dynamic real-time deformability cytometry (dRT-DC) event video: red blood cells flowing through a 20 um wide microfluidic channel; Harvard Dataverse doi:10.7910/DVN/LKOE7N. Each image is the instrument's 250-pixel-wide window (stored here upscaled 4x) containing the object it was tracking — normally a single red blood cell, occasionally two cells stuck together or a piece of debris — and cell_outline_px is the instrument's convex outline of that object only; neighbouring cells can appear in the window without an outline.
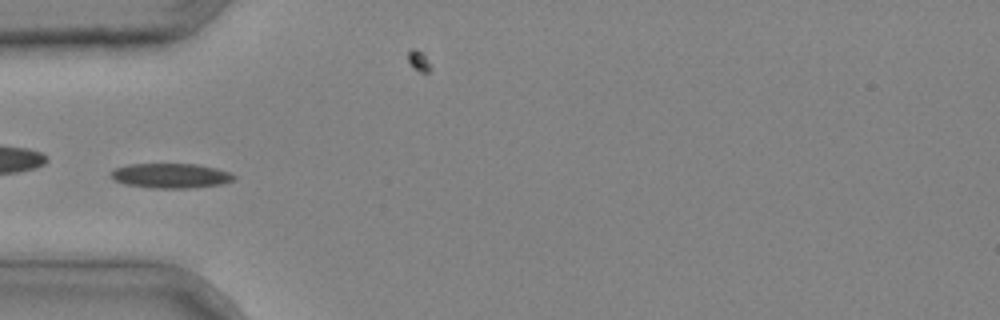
{"species": "common noctule bat (a hibernating species)", "species_latin": "Nyctalus noctula", "temperature_condition": "cold", "stored_images_in_passage": 34, "camera_frame_rate_fps": 3000, "um_per_image_px": 0.085, "animal": {"sex": "male", "body_mass_g": 20.4}, "frame": {"image": 1, "passage_image": 6, "time_ms": 1.667, "image_size_px": [1000, 320], "cell_outline_px": [[236, 176], [232, 180], [220, 184], [188, 188], [152, 188], [124, 184], [116, 180], [112, 176], [112, 172], [116, 168], [128, 164], [196, 164], [216, 168], [228, 172]], "centroid_in_image_um": [14.51, 14.93], "position_along_channel_um": 70.5, "area_um2": 17.46}}
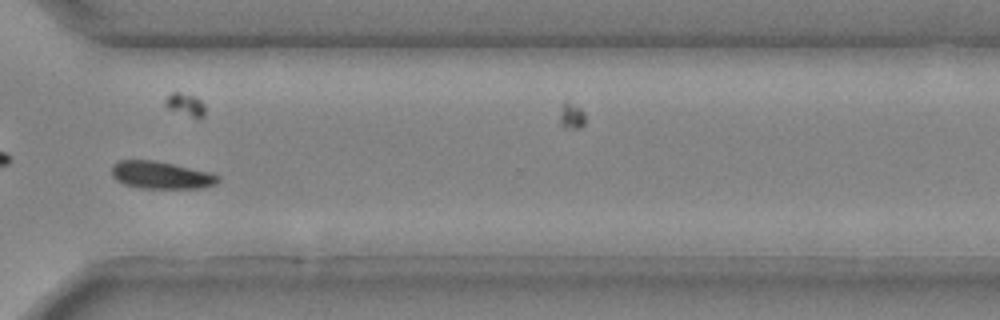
{"frame": {"image": 2, "passage_image": 25, "time_ms": 8.0, "image_size_px": [1000, 320], "cell_outline_px": [[220, 180], [216, 184], [204, 188], [140, 188], [124, 184], [116, 180], [112, 176], [112, 164], [116, 160], [152, 160], [172, 164], [208, 172], [220, 176]], "centroid_in_image_um": [13.67, 14.89], "position_along_channel_um": 356.9, "area_um2": 16.99}}